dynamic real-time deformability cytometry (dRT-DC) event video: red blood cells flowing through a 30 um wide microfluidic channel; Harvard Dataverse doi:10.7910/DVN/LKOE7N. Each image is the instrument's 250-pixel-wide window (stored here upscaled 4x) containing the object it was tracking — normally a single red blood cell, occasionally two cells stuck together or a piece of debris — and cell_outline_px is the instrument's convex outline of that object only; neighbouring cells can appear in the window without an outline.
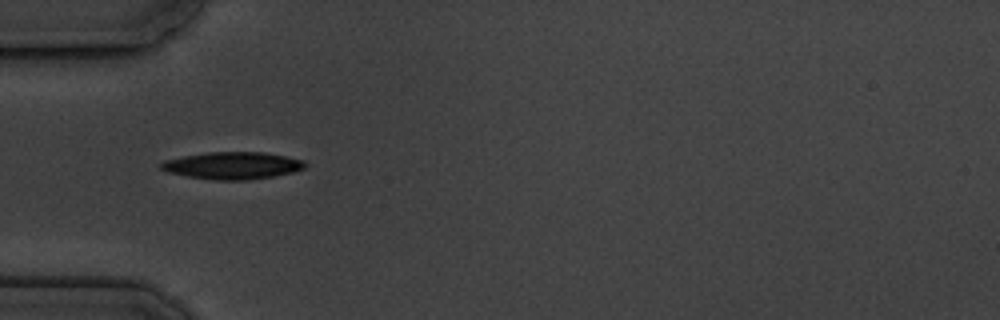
{"species": "common noctule bat (a hibernating species)", "species_latin": "Nyctalus noctula", "temperature_condition": "cold", "stored_images_in_passage": 2, "camera_frame_rate_fps": 3000, "um_per_image_px": 0.085, "animal": {"sex": "male", "body_mass_g": 19.5, "forearm_length_mm": 54.6}, "frame": {"image": 1, "passage_image": 1, "time_ms": 0.0, "image_size_px": [1000, 320], "cell_outline_px": [[308, 164], [304, 168], [292, 172], [272, 176], [244, 180], [212, 180], [188, 176], [168, 172], [160, 168], [160, 164], [164, 160], [184, 156], [208, 152], [264, 152], [304, 160]], "centroid_in_image_um": [19.76, 14.06], "position_along_channel_um": 65.2, "area_um2": 22.66}}